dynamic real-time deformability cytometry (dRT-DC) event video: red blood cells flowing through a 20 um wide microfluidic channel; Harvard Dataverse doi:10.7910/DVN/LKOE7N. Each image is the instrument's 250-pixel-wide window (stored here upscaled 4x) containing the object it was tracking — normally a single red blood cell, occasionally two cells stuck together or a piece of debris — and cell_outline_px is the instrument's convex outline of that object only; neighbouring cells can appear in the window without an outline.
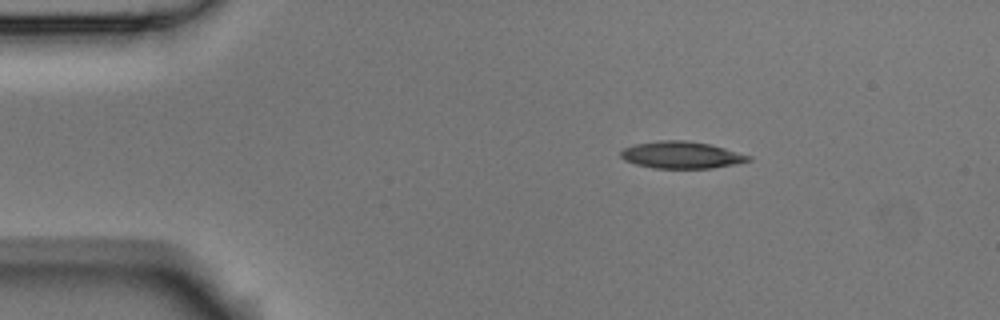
{"species": "Egyptian fruit bat (a non-hibernating species)", "species_latin": "Rousettus aegyptiacus", "temperature_condition": "room temperature", "stored_images_in_passage": 4, "camera_frame_rate_fps": 3000, "um_per_image_px": 0.085, "animal": {"sex": "male"}, "frame": {"image": 1, "passage_image": 2, "time_ms": 0.333, "image_size_px": [1000, 320], "cell_outline_px": [[752, 160], [736, 164], [712, 168], [656, 168], [636, 164], [624, 160], [620, 156], [620, 152], [624, 148], [636, 144], [656, 140], [688, 140], [708, 144], [724, 148], [752, 156]], "centroid_in_image_um": [57.93, 13.17], "position_along_channel_um": 27.1, "area_um2": 20.06}}
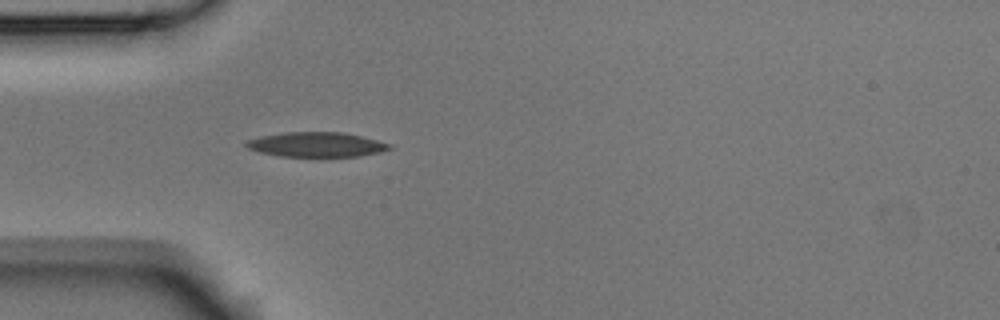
{"frame": {"image": 2, "passage_image": 4, "time_ms": 1.0, "image_size_px": [1000, 320], "cell_outline_px": [[392, 148], [380, 152], [360, 156], [280, 156], [260, 152], [248, 148], [244, 144], [248, 140], [260, 136], [284, 132], [344, 132], [392, 144]], "centroid_in_image_um": [26.9, 12.28], "position_along_channel_um": 58.1, "area_um2": 20.52}}